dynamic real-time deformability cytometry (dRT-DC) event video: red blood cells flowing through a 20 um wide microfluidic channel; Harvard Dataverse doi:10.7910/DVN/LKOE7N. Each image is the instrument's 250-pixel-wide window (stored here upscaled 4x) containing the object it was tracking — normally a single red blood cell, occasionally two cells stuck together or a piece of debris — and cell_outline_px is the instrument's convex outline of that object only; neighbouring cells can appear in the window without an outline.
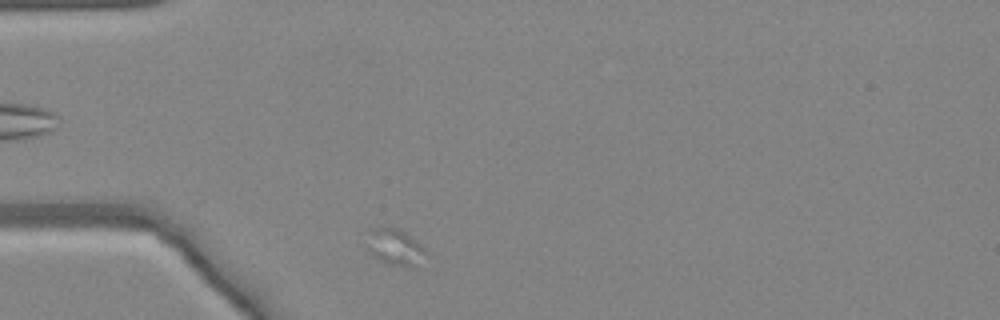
{"species": "common noctule bat (a hibernating species)", "species_latin": "Nyctalus noctula", "temperature_condition": "warm", "stored_images_in_passage": 11, "camera_frame_rate_fps": 3000, "um_per_image_px": 0.085, "animal": {"sex": "female", "body_mass_g": 24.6, "forearm_length_mm": 56.2}, "frame": {"image": 1, "passage_image": 1, "time_ms": 0.0, "image_size_px": [1000, 320], "cell_outline_px": [[424, 252], [412, 268], [408, 268], [392, 264], [380, 260], [372, 256], [368, 248], [368, 232], [372, 228], [400, 228], [416, 240], [424, 248]], "centroid_in_image_um": [33.53, 20.98], "position_along_channel_um": 51.5, "area_um2": 12.02}}
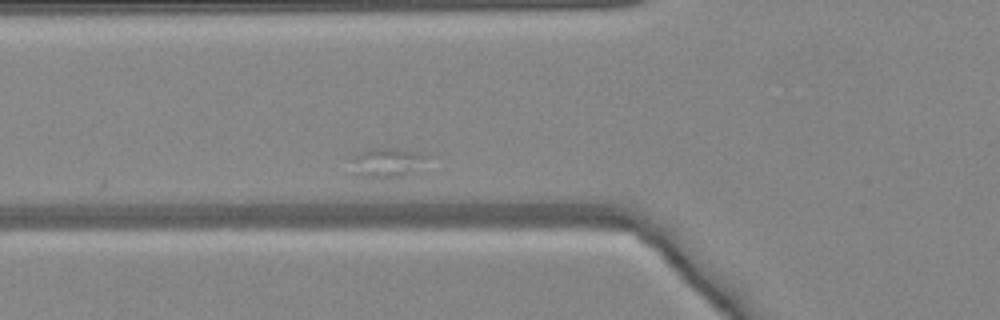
{"frame": {"image": 2, "passage_image": 6, "time_ms": 1.667, "image_size_px": [1000, 320], "cell_outline_px": [[428, 156], [400, 176], [364, 176], [360, 172], [348, 156], [372, 148], [396, 148]], "centroid_in_image_um": [32.77, 13.74], "position_along_channel_um": 93.0, "area_um2": 11.44}}